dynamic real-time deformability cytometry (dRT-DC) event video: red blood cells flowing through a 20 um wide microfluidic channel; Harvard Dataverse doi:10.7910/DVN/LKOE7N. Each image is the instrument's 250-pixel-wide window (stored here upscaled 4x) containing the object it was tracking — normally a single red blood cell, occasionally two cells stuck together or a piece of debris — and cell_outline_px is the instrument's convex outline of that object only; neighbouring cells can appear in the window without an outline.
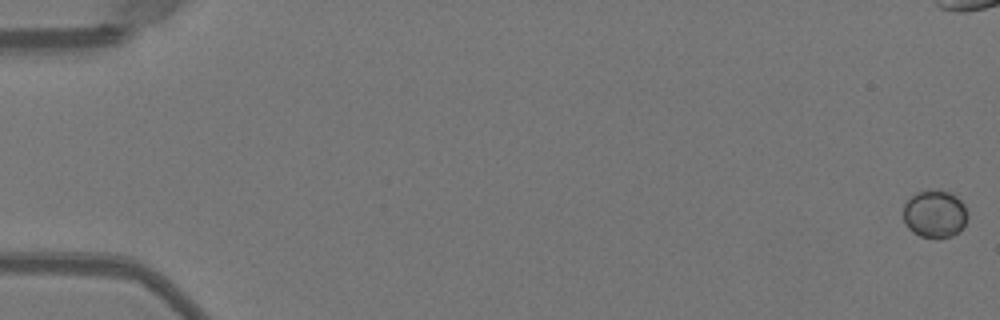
{"species": "Egyptian fruit bat (a non-hibernating species)", "species_latin": "Rousettus aegyptiacus", "temperature_condition": "warm", "stored_images_in_passage": 53, "camera_frame_rate_fps": 3000, "um_per_image_px": 0.085, "animal": {"sex": "female"}, "frame": {"image": 1, "passage_image": 1, "time_ms": 0.0, "image_size_px": [1000, 320], "cell_outline_px": [[968, 216], [960, 232], [952, 236], [940, 240], [936, 240], [920, 236], [912, 232], [904, 224], [904, 204], [916, 192], [928, 188], [952, 192], [964, 204], [968, 212]], "centroid_in_image_um": [79.47, 18.2], "position_along_channel_um": 5.5, "area_um2": 18.5}}
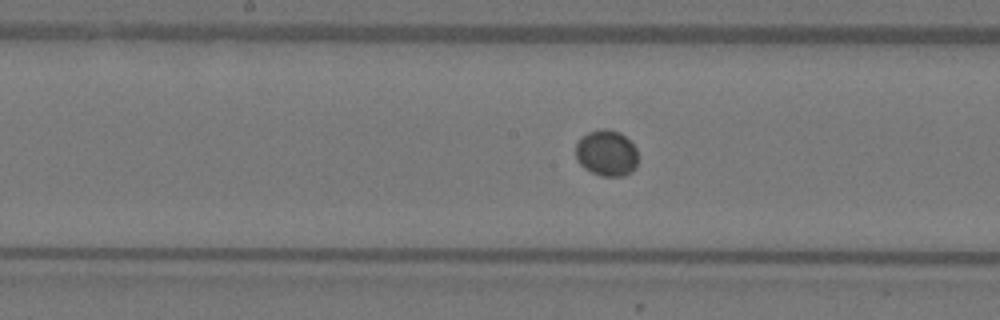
{"frame": {"image": 2, "passage_image": 28, "time_ms": 9.0, "image_size_px": [1000, 320], "cell_outline_px": [[636, 168], [632, 172], [624, 176], [600, 176], [584, 168], [576, 160], [576, 144], [580, 136], [588, 132], [600, 128], [604, 128], [620, 132], [636, 148]], "centroid_in_image_um": [51.53, 13.01], "position_along_channel_um": 196.7, "area_um2": 16.88}}
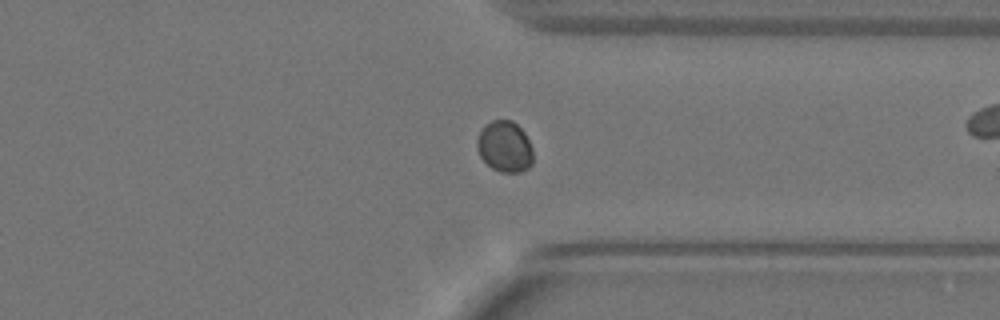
{"frame": {"image": 3, "passage_image": 41, "time_ms": 13.333, "image_size_px": [1000, 320], "cell_outline_px": [[532, 164], [528, 168], [520, 172], [500, 172], [492, 168], [480, 156], [476, 148], [476, 140], [484, 124], [492, 120], [512, 120], [524, 132], [532, 148]], "centroid_in_image_um": [42.88, 12.46], "position_along_channel_um": 368.5, "area_um2": 16.7}}